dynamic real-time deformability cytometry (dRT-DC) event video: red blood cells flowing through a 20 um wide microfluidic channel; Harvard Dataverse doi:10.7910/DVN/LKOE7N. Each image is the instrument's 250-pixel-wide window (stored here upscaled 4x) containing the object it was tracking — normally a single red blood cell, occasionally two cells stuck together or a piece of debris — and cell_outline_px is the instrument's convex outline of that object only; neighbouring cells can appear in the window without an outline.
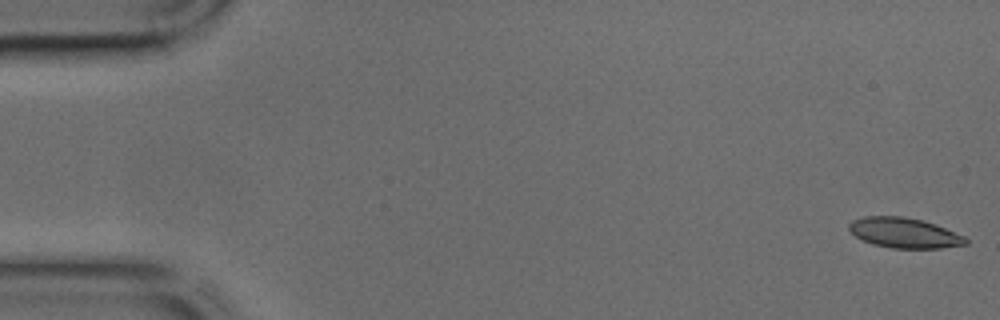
{"species": "common noctule bat (a hibernating species)", "species_latin": "Nyctalus noctula", "temperature_condition": "cold", "stored_images_in_passage": 12, "camera_frame_rate_fps": 3000, "um_per_image_px": 0.085, "animal": {"sex": "male", "body_mass_g": 17.9, "forearm_length_mm": 54.2}, "frame": {"image": 1, "passage_image": 1, "time_ms": 0.0, "image_size_px": [1000, 320], "cell_outline_px": [[968, 244], [940, 248], [892, 248], [872, 244], [856, 236], [848, 228], [848, 224], [852, 220], [864, 216], [904, 216], [924, 220], [964, 236], [968, 240]], "centroid_in_image_um": [76.85, 19.78], "position_along_channel_um": 8.1, "area_um2": 20.46}}
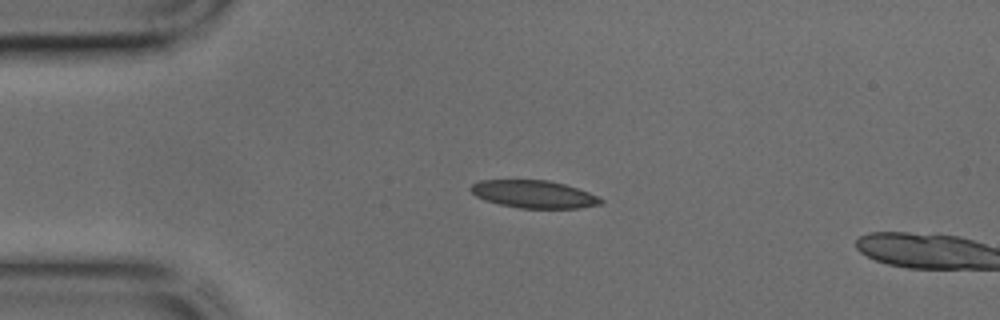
{"frame": {"image": 2, "passage_image": 10, "time_ms": 3.0, "image_size_px": [1000, 320], "cell_outline_px": [[604, 200], [600, 204], [580, 208], [520, 208], [500, 204], [484, 200], [476, 196], [468, 188], [472, 184], [480, 180], [548, 180], [564, 184], [588, 192]], "centroid_in_image_um": [45.34, 16.5], "position_along_channel_um": 39.7, "area_um2": 20.81}}